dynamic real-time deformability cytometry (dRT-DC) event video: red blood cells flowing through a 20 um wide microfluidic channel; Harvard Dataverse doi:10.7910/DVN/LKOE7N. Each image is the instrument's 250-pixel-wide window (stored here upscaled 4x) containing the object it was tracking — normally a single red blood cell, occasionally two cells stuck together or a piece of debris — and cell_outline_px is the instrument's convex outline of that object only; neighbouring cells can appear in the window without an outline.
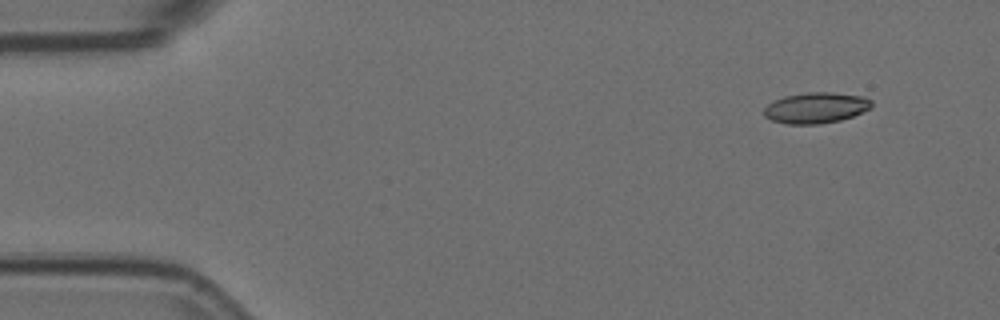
{"species": "Egyptian fruit bat (a non-hibernating species)", "species_latin": "Rousettus aegyptiacus", "temperature_condition": "room temperature", "stored_images_in_passage": 3, "camera_frame_rate_fps": 3000, "um_per_image_px": 0.085, "animal": {"sex": "female"}, "frame": {"image": 1, "passage_image": 3, "time_ms": 0.667, "image_size_px": [1000, 320], "cell_outline_px": [[872, 108], [852, 116], [840, 120], [820, 124], [788, 124], [772, 120], [764, 116], [764, 108], [768, 104], [784, 96], [808, 92], [832, 92], [860, 96], [872, 100]], "centroid_in_image_um": [69.36, 9.16], "position_along_channel_um": 15.6, "area_um2": 19.25}}